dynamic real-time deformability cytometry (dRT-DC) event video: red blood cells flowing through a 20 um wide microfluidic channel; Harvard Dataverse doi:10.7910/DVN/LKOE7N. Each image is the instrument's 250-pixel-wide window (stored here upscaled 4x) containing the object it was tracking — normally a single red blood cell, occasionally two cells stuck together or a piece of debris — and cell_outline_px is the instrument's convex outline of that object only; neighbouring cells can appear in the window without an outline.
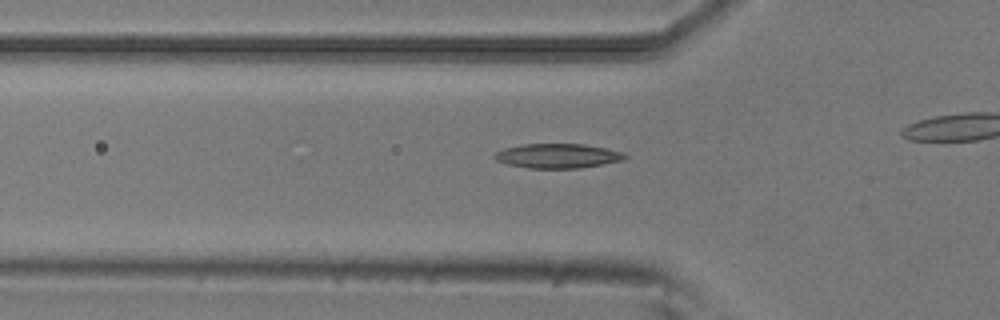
{"species": "common noctule bat (a hibernating species)", "species_latin": "Nyctalus noctula", "temperature_condition": "room temperature", "stored_images_in_passage": 41, "camera_frame_rate_fps": 3000, "um_per_image_px": 0.085, "animal": {"sex": "male", "body_mass_g": 20.5, "forearm_length_mm": 52.5}, "frame": {"image": 1, "passage_image": 16, "time_ms": 5.0, "image_size_px": [1000, 320], "cell_outline_px": [[628, 156], [624, 160], [580, 168], [528, 168], [508, 164], [496, 160], [492, 156], [496, 152], [504, 148], [524, 144], [584, 144], [624, 152]], "centroid_in_image_um": [47.41, 13.25], "position_along_channel_um": 78.4, "area_um2": 18.55}}
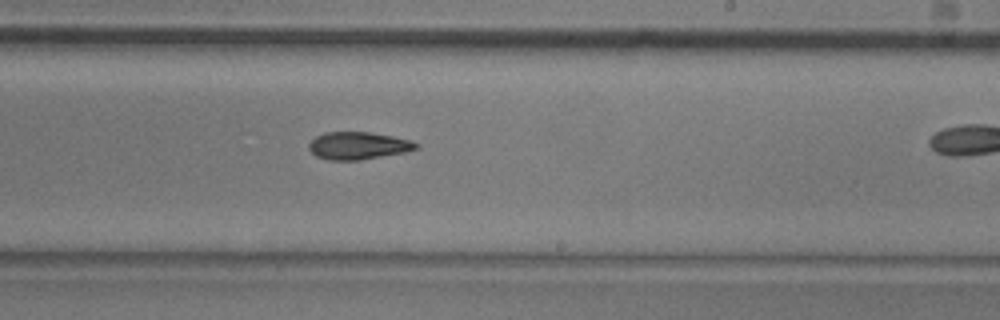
{"frame": {"image": 2, "passage_image": 30, "time_ms": 9.667, "image_size_px": [1000, 320], "cell_outline_px": [[420, 148], [404, 152], [360, 160], [328, 160], [316, 156], [308, 148], [308, 144], [316, 136], [324, 132], [372, 132], [392, 136], [408, 140], [420, 144]], "centroid_in_image_um": [30.43, 12.38], "position_along_channel_um": 258.6, "area_um2": 17.17}}
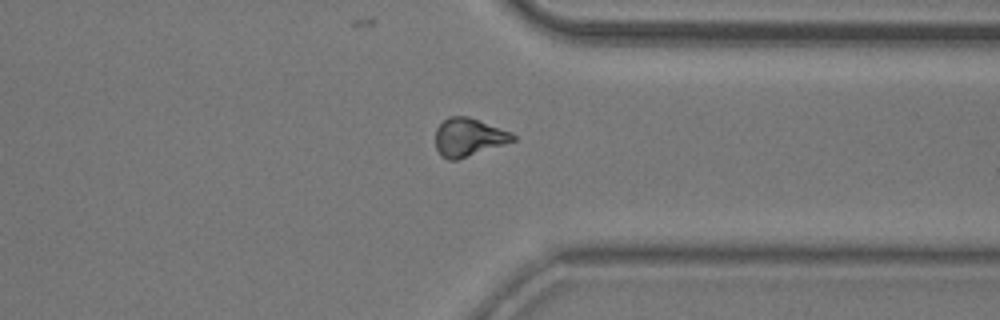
{"frame": {"image": 3, "passage_image": 39, "time_ms": 12.667, "image_size_px": [1000, 320], "cell_outline_px": [[516, 140], [456, 160], [448, 160], [440, 156], [436, 148], [436, 128], [448, 116], [468, 116], [512, 132], [516, 136]], "centroid_in_image_um": [39.82, 11.66], "position_along_channel_um": 371.6, "area_um2": 17.17}}